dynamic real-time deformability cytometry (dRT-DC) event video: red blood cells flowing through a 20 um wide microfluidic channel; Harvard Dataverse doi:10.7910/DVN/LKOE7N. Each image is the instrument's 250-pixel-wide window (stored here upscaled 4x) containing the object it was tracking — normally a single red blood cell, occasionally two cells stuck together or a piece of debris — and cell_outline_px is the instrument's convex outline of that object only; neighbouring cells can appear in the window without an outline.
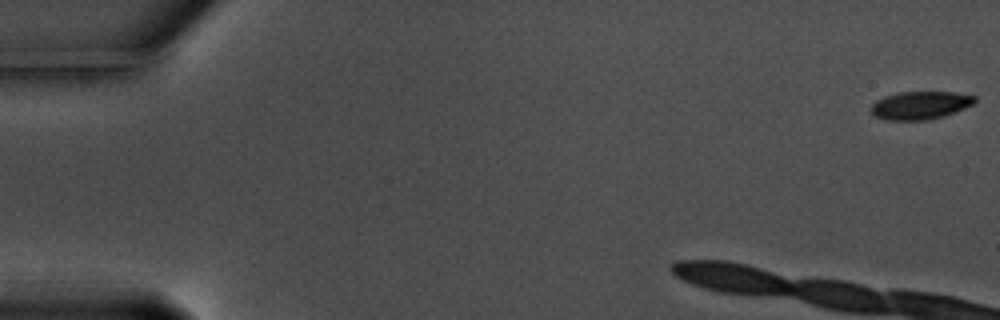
{"species": "common noctule bat (a hibernating species)", "species_latin": "Nyctalus noctula", "temperature_condition": "warm", "stored_images_in_passage": 9, "camera_frame_rate_fps": 3000, "um_per_image_px": 0.085, "animal": {"sex": "male", "body_mass_g": 17.5, "forearm_length_mm": 52.3}, "frame": {"image": 1, "passage_image": 1, "time_ms": 0.0, "image_size_px": [1000, 320], "cell_outline_px": [[976, 100], [972, 104], [956, 112], [944, 116], [928, 120], [884, 120], [876, 116], [872, 112], [872, 104], [876, 100], [884, 96], [900, 92], [952, 92], [976, 96]], "centroid_in_image_um": [78.22, 8.95], "position_along_channel_um": 6.8, "area_um2": 16.88}}